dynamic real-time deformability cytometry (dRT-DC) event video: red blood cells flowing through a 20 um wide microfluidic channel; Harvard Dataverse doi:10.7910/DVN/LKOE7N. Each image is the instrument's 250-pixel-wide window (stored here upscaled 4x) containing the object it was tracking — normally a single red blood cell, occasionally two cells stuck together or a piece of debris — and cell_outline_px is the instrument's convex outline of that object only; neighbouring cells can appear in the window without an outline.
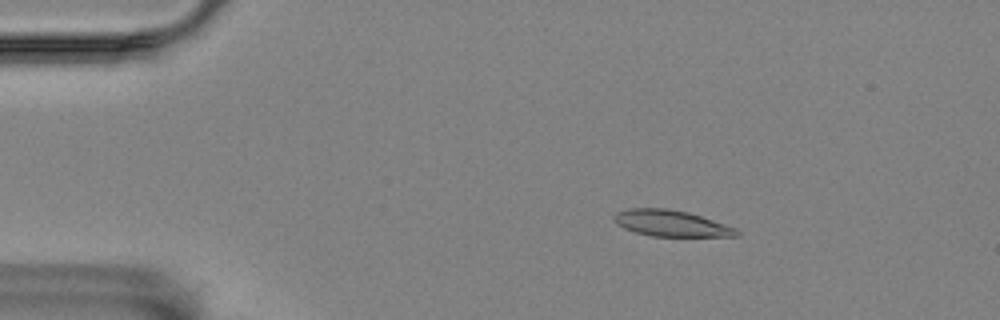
{"species": "Egyptian fruit bat (a non-hibernating species)", "species_latin": "Rousettus aegyptiacus", "temperature_condition": "room temperature", "stored_images_in_passage": 57, "camera_frame_rate_fps": 3000, "um_per_image_px": 0.085, "animal": {"sex": "female"}, "frame": {"image": 1, "passage_image": 10, "time_ms": 3.0, "image_size_px": [1000, 320], "cell_outline_px": [[740, 236], [652, 236], [636, 232], [624, 228], [616, 224], [616, 212], [628, 208], [668, 208], [688, 212], [736, 228], [740, 232]], "centroid_in_image_um": [57.05, 18.98], "position_along_channel_um": 27.9, "area_um2": 18.5}}
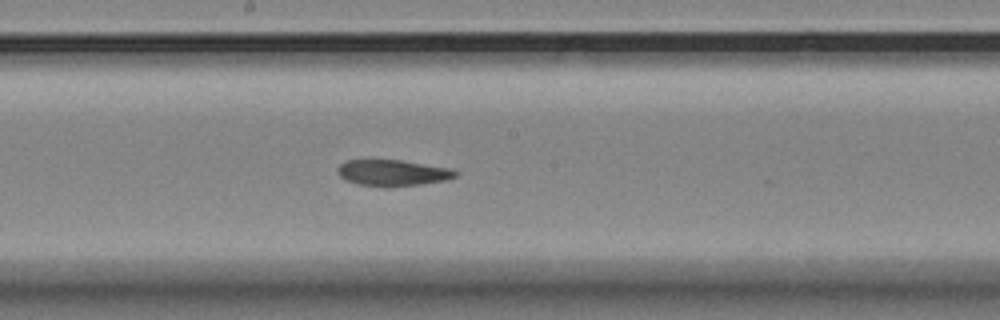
{"frame": {"image": 2, "passage_image": 31, "time_ms": 10.0, "image_size_px": [1000, 320], "cell_outline_px": [[456, 176], [444, 180], [420, 184], [388, 188], [384, 188], [356, 184], [344, 180], [336, 172], [336, 168], [340, 164], [348, 160], [400, 160], [448, 168], [456, 172]], "centroid_in_image_um": [33.27, 14.71], "position_along_channel_um": 214.9, "area_um2": 18.03}}
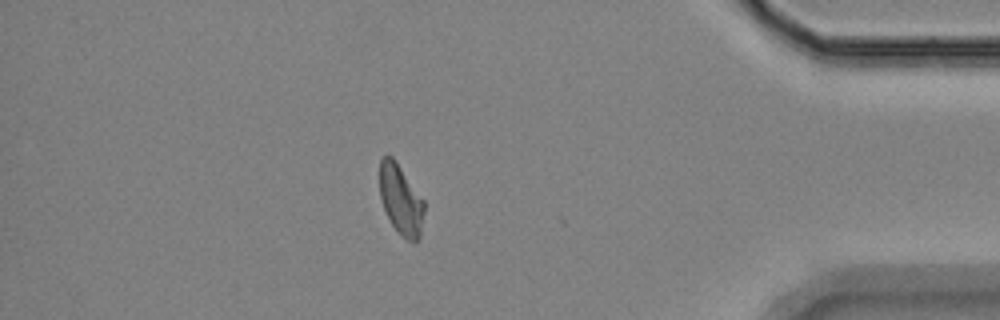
{"frame": {"image": 3, "passage_image": 50, "time_ms": 16.333, "image_size_px": [1000, 320], "cell_outline_px": [[424, 212], [420, 236], [416, 244], [412, 244], [400, 236], [392, 224], [384, 208], [380, 196], [380, 160], [384, 156], [392, 156], [424, 200]], "centroid_in_image_um": [34.09, 17.04], "position_along_channel_um": 401.1, "area_um2": 18.15}}